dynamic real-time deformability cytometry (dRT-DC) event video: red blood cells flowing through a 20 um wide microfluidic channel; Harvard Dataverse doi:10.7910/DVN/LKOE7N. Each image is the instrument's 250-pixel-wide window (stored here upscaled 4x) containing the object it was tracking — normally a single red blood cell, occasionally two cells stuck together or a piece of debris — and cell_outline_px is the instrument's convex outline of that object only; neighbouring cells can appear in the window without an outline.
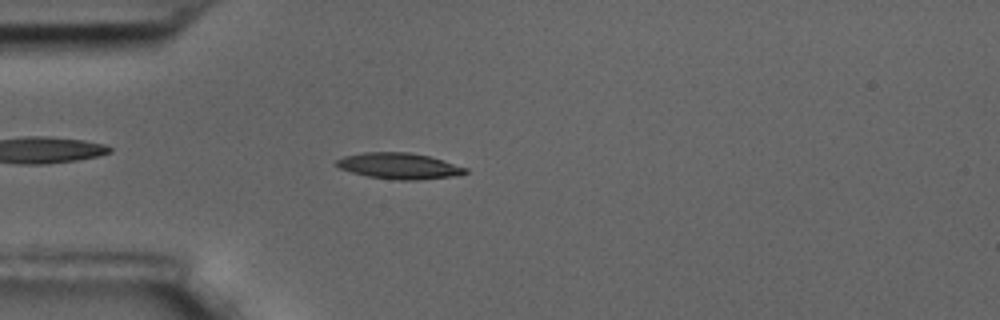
{"species": "common noctule bat (a hibernating species)", "species_latin": "Nyctalus noctula", "temperature_condition": "room temperature", "stored_images_in_passage": 58, "camera_frame_rate_fps": 3000, "um_per_image_px": 0.085, "animal": {"sex": "male", "body_mass_g": 17.5, "forearm_length_mm": 52.3}, "frame": {"image": 1, "passage_image": 16, "time_ms": 5.0, "image_size_px": [1000, 320], "cell_outline_px": [[468, 172], [460, 176], [416, 180], [400, 180], [368, 176], [352, 172], [340, 168], [332, 164], [336, 160], [344, 156], [364, 152], [408, 152], [428, 156], [444, 160], [468, 168]], "centroid_in_image_um": [33.95, 14.1], "position_along_channel_um": 51.0, "area_um2": 19.71}}
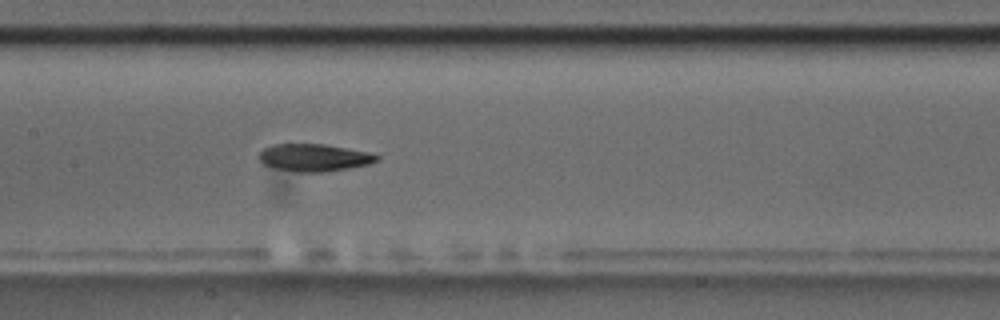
{"frame": {"image": 2, "passage_image": 28, "time_ms": 9.0, "image_size_px": [1000, 320], "cell_outline_px": [[380, 156], [376, 160], [368, 164], [348, 168], [324, 172], [300, 172], [272, 168], [264, 164], [256, 156], [264, 148], [272, 144], [324, 144], [368, 152]], "centroid_in_image_um": [26.64, 13.39], "position_along_channel_um": 180.8, "area_um2": 18.73}}
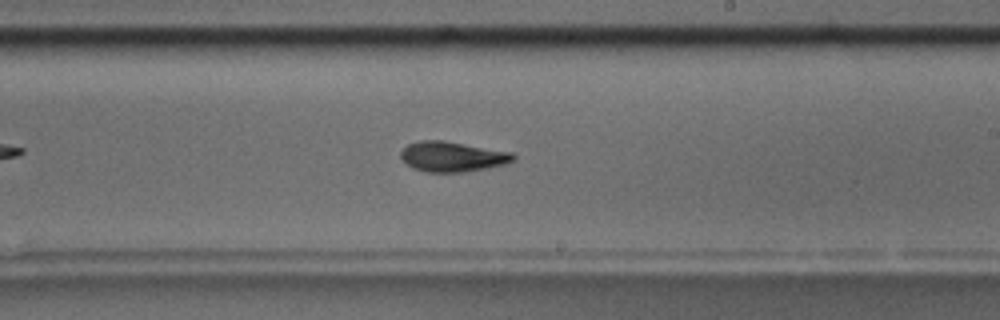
{"frame": {"image": 3, "passage_image": 34, "time_ms": 11.0, "image_size_px": [1000, 320], "cell_outline_px": [[516, 156], [512, 160], [504, 164], [488, 168], [464, 172], [428, 172], [412, 168], [400, 160], [400, 152], [408, 144], [420, 140], [444, 140], [512, 152]], "centroid_in_image_um": [38.41, 13.31], "position_along_channel_um": 250.6, "area_um2": 19.88}, "authors_computed_cell_mechanics": {"area_um2": 19.1896, "velocity_mm_per_s": 3.5073, "shape_relaxation_time_tau1_ms": 4.8699, "shape_relaxation_time_tau2_ms": 5.9705, "deformation_change_tau1": 0.1705, "deformation_change_tau2": 0.1288}}